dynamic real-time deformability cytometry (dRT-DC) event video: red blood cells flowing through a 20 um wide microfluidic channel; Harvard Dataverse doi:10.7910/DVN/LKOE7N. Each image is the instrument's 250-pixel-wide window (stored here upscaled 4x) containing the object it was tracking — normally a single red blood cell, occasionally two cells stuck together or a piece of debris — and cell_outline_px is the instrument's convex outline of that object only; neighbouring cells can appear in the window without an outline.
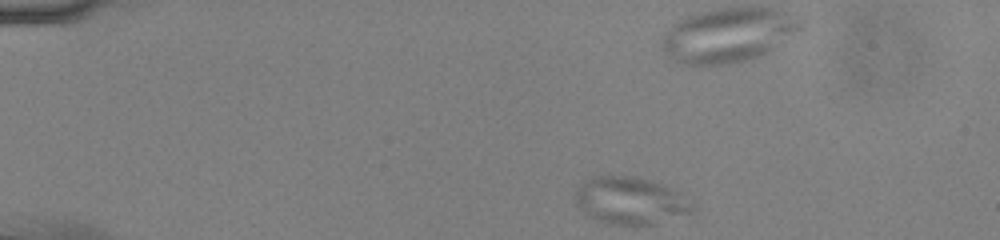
{"species": "common noctule bat (a hibernating species)", "species_latin": "Nyctalus noctula", "temperature_condition": "cold", "stored_images_in_passage": 44, "camera_frame_rate_fps": 3000, "um_per_image_px": 0.085, "animal": {"sex": "male", "body_mass_g": 13.0, "forearm_length_mm": 53.1}, "frame": {"image": 1, "passage_image": 1, "time_ms": 0.0, "image_size_px": [1000, 240], "cell_outline_px": [[696, 208], [692, 216], [652, 224], [608, 224], [596, 220], [584, 212], [576, 204], [576, 192], [584, 180], [592, 176], [632, 176], [648, 180], [660, 184], [676, 192], [696, 204]], "centroid_in_image_um": [53.64, 17.08], "position_along_channel_um": 31.4, "area_um2": 32.31}}
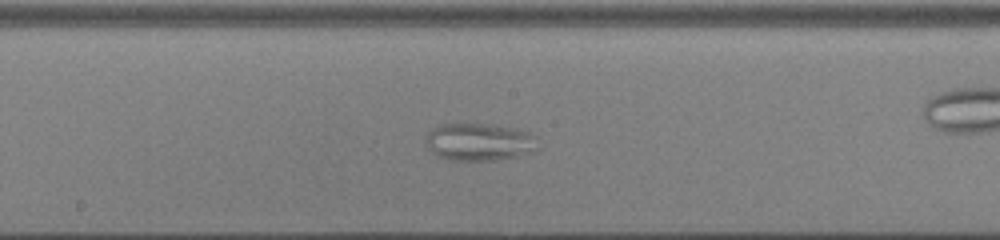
{"frame": {"image": 2, "passage_image": 20, "time_ms": 6.333, "image_size_px": [1000, 240], "cell_outline_px": [[540, 148], [532, 152], [516, 156], [496, 160], [452, 160], [436, 156], [428, 148], [424, 136], [436, 124], [460, 120], [488, 124], [512, 128], [528, 132], [536, 136]], "centroid_in_image_um": [40.68, 12.02], "position_along_channel_um": 207.5, "area_um2": 25.49}}
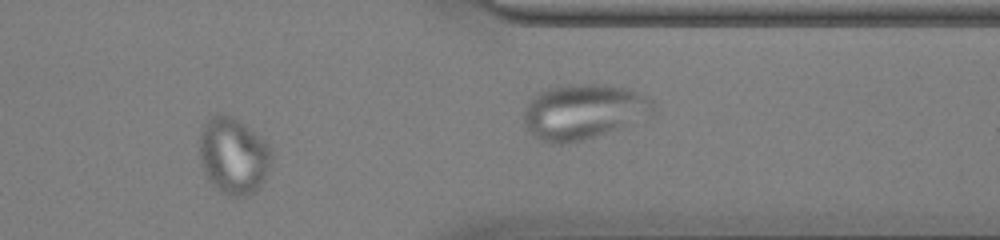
{"frame": {"image": 3, "passage_image": 35, "time_ms": 11.333, "image_size_px": [1000, 240], "cell_outline_px": [[272, 160], [264, 180], [252, 192], [244, 196], [228, 196], [216, 188], [212, 184], [204, 172], [200, 156], [200, 132], [204, 124], [216, 112], [224, 112], [240, 120], [260, 136], [268, 144], [272, 152]], "centroid_in_image_um": [19.84, 13.2], "position_along_channel_um": 391.6, "area_um2": 32.19}}